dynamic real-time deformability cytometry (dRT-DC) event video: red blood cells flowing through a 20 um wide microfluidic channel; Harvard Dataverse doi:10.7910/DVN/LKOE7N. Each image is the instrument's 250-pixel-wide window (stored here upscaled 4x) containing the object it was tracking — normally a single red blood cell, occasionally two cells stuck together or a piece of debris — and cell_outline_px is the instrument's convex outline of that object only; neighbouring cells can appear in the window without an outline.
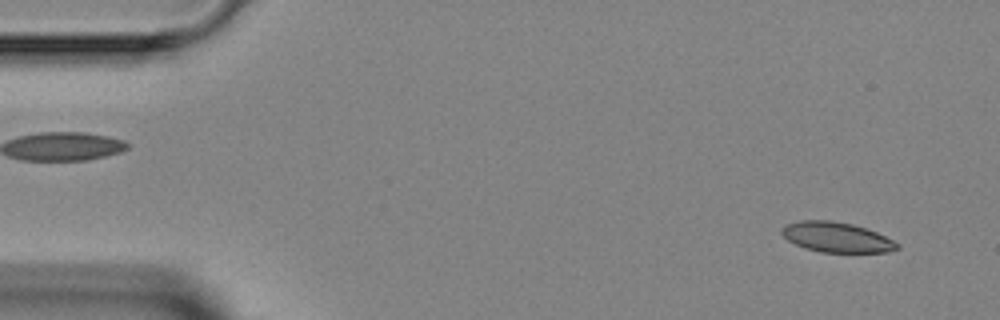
{"species": "Egyptian fruit bat (a non-hibernating species)", "species_latin": "Rousettus aegyptiacus", "temperature_condition": "room temperature", "stored_images_in_passage": 2, "segment_of_instrument_passage": [2, 2], "camera_frame_rate_fps": 3000, "um_per_image_px": 0.085, "animal": {"sex": "female"}, "frame": {"image": 1, "passage_image": 2, "time_ms": 1.333, "image_size_px": [1000, 320], "cell_outline_px": [[900, 248], [888, 252], [820, 252], [804, 248], [788, 240], [780, 232], [780, 228], [784, 224], [800, 220], [832, 220], [852, 224], [876, 232], [900, 244]], "centroid_in_image_um": [71.07, 20.16], "position_along_channel_um": 13.9, "area_um2": 20.29}}